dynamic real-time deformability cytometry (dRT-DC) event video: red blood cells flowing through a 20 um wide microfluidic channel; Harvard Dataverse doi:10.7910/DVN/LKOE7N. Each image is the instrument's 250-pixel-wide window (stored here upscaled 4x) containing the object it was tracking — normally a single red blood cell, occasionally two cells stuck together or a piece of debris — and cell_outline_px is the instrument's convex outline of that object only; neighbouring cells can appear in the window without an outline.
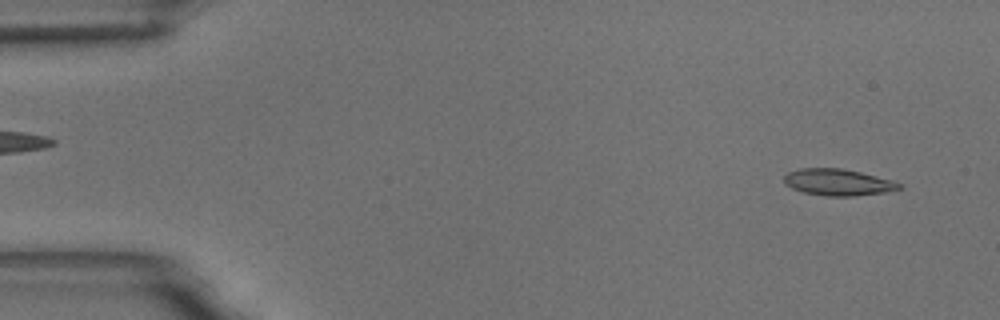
{"species": "common noctule bat (a hibernating species)", "species_latin": "Nyctalus noctula", "temperature_condition": "room temperature", "stored_images_in_passage": 55, "camera_frame_rate_fps": 3000, "um_per_image_px": 0.085, "animal": {"sex": "male", "body_mass_g": 18.8}, "frame": {"image": 1, "passage_image": 3, "time_ms": 0.667, "image_size_px": [1000, 320], "cell_outline_px": [[904, 188], [884, 192], [856, 196], [824, 196], [804, 192], [792, 188], [784, 184], [784, 176], [788, 172], [800, 168], [840, 168], [860, 172], [892, 180], [904, 184]], "centroid_in_image_um": [71.25, 15.49], "position_along_channel_um": 13.8, "area_um2": 17.92}}
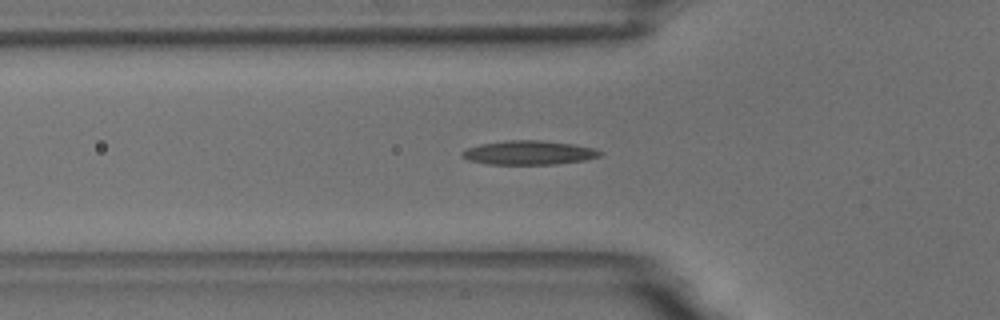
{"frame": {"image": 2, "passage_image": 18, "time_ms": 5.667, "image_size_px": [1000, 320], "cell_outline_px": [[604, 152], [600, 156], [584, 160], [556, 164], [488, 164], [468, 160], [460, 156], [460, 152], [468, 148], [480, 144], [508, 140], [540, 140], [572, 144], [596, 148]], "centroid_in_image_um": [44.95, 12.97], "position_along_channel_um": 80.8, "area_um2": 19.36}}
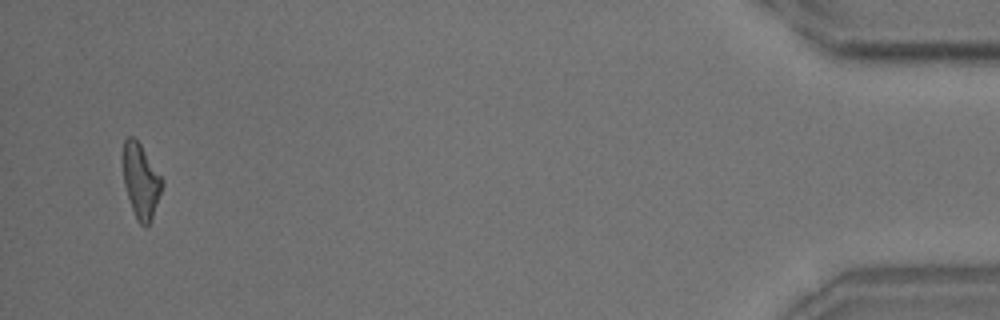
{"frame": {"image": 3, "passage_image": 53, "time_ms": 17.333, "image_size_px": [1000, 320], "cell_outline_px": [[164, 184], [152, 216], [148, 224], [144, 228], [136, 220], [124, 184], [120, 156], [124, 140], [128, 136], [132, 136], [140, 144], [164, 180]], "centroid_in_image_um": [11.93, 15.33], "position_along_channel_um": 423.3, "area_um2": 17.22}, "authors_computed_cell_mechanics": {"area_um2": 17.918, "velocity_mm_per_s": 3.6314, "shape_relaxation_time_tau1_ms": 8.3746, "shape_relaxation_time_tau2_ms": 6.8719, "deformation_change_tau1": 0.2575, "deformation_change_tau2": 0.1834}}